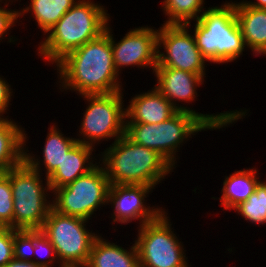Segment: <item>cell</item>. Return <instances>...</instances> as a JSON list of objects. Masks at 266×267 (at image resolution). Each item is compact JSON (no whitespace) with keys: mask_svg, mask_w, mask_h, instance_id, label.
<instances>
[{"mask_svg":"<svg viewBox=\"0 0 266 267\" xmlns=\"http://www.w3.org/2000/svg\"><path fill=\"white\" fill-rule=\"evenodd\" d=\"M110 185H146L155 187L175 169L157 151L134 143L125 134L101 152Z\"/></svg>","mask_w":266,"mask_h":267,"instance_id":"obj_3","label":"cell"},{"mask_svg":"<svg viewBox=\"0 0 266 267\" xmlns=\"http://www.w3.org/2000/svg\"><path fill=\"white\" fill-rule=\"evenodd\" d=\"M256 1V2H255ZM254 2L247 1V0H243L242 2L246 5V6H251L257 9H266V0H255Z\"/></svg>","mask_w":266,"mask_h":267,"instance_id":"obj_32","label":"cell"},{"mask_svg":"<svg viewBox=\"0 0 266 267\" xmlns=\"http://www.w3.org/2000/svg\"><path fill=\"white\" fill-rule=\"evenodd\" d=\"M13 258V228L2 227L0 229V267L6 265Z\"/></svg>","mask_w":266,"mask_h":267,"instance_id":"obj_29","label":"cell"},{"mask_svg":"<svg viewBox=\"0 0 266 267\" xmlns=\"http://www.w3.org/2000/svg\"><path fill=\"white\" fill-rule=\"evenodd\" d=\"M13 195L9 170L0 179V225L13 228Z\"/></svg>","mask_w":266,"mask_h":267,"instance_id":"obj_26","label":"cell"},{"mask_svg":"<svg viewBox=\"0 0 266 267\" xmlns=\"http://www.w3.org/2000/svg\"><path fill=\"white\" fill-rule=\"evenodd\" d=\"M94 151V147L77 142L64 156L61 164L47 177L51 191L74 182L92 170L98 164V161H94L97 160L93 156Z\"/></svg>","mask_w":266,"mask_h":267,"instance_id":"obj_17","label":"cell"},{"mask_svg":"<svg viewBox=\"0 0 266 267\" xmlns=\"http://www.w3.org/2000/svg\"><path fill=\"white\" fill-rule=\"evenodd\" d=\"M26 141H28V137L26 131H24V161L41 174H44L42 173V165H44L45 179L61 164L64 156L78 142L76 138L64 136L59 127L57 128V125H52L48 128L44 147L42 148V160L41 157L35 156L32 152L30 153L28 148L26 149Z\"/></svg>","mask_w":266,"mask_h":267,"instance_id":"obj_16","label":"cell"},{"mask_svg":"<svg viewBox=\"0 0 266 267\" xmlns=\"http://www.w3.org/2000/svg\"><path fill=\"white\" fill-rule=\"evenodd\" d=\"M259 174L258 170L252 167L225 176L221 190L222 195L218 198L221 201L219 204L223 207L222 210H232L239 203L246 201L261 181Z\"/></svg>","mask_w":266,"mask_h":267,"instance_id":"obj_20","label":"cell"},{"mask_svg":"<svg viewBox=\"0 0 266 267\" xmlns=\"http://www.w3.org/2000/svg\"><path fill=\"white\" fill-rule=\"evenodd\" d=\"M7 170L0 167V179L6 174Z\"/></svg>","mask_w":266,"mask_h":267,"instance_id":"obj_33","label":"cell"},{"mask_svg":"<svg viewBox=\"0 0 266 267\" xmlns=\"http://www.w3.org/2000/svg\"><path fill=\"white\" fill-rule=\"evenodd\" d=\"M34 255L33 262L42 267H63L58 260L55 248L41 230H34ZM39 253V254H38ZM44 255V256H43ZM43 256V257H42ZM37 257V258H36ZM46 257V258H45ZM43 258V259H42Z\"/></svg>","mask_w":266,"mask_h":267,"instance_id":"obj_25","label":"cell"},{"mask_svg":"<svg viewBox=\"0 0 266 267\" xmlns=\"http://www.w3.org/2000/svg\"><path fill=\"white\" fill-rule=\"evenodd\" d=\"M235 16L247 48L255 56L266 54V9L234 1Z\"/></svg>","mask_w":266,"mask_h":267,"instance_id":"obj_18","label":"cell"},{"mask_svg":"<svg viewBox=\"0 0 266 267\" xmlns=\"http://www.w3.org/2000/svg\"><path fill=\"white\" fill-rule=\"evenodd\" d=\"M210 128L197 116L177 111L171 118L159 124L126 123L125 135L134 143L157 151L174 168L177 152L191 135Z\"/></svg>","mask_w":266,"mask_h":267,"instance_id":"obj_6","label":"cell"},{"mask_svg":"<svg viewBox=\"0 0 266 267\" xmlns=\"http://www.w3.org/2000/svg\"><path fill=\"white\" fill-rule=\"evenodd\" d=\"M110 183L103 166L98 164L74 182L55 189L51 194L52 208L57 212L87 220L104 205H108Z\"/></svg>","mask_w":266,"mask_h":267,"instance_id":"obj_11","label":"cell"},{"mask_svg":"<svg viewBox=\"0 0 266 267\" xmlns=\"http://www.w3.org/2000/svg\"><path fill=\"white\" fill-rule=\"evenodd\" d=\"M34 230H17L13 228L14 259L33 262Z\"/></svg>","mask_w":266,"mask_h":267,"instance_id":"obj_27","label":"cell"},{"mask_svg":"<svg viewBox=\"0 0 266 267\" xmlns=\"http://www.w3.org/2000/svg\"><path fill=\"white\" fill-rule=\"evenodd\" d=\"M3 267H42V266H39L34 262H28V261H24V260H17V259L13 258L11 261H9Z\"/></svg>","mask_w":266,"mask_h":267,"instance_id":"obj_31","label":"cell"},{"mask_svg":"<svg viewBox=\"0 0 266 267\" xmlns=\"http://www.w3.org/2000/svg\"><path fill=\"white\" fill-rule=\"evenodd\" d=\"M10 1L11 0H0V6H1L0 7V42L2 41V39H4L3 37H7L6 35H8L9 30L10 29L12 30L13 26L16 25V22L18 23V18H20L19 10L17 9L11 10V8H7L9 7L8 3ZM13 1L14 0H12L11 3ZM2 3H4L3 5L4 7L1 5Z\"/></svg>","mask_w":266,"mask_h":267,"instance_id":"obj_28","label":"cell"},{"mask_svg":"<svg viewBox=\"0 0 266 267\" xmlns=\"http://www.w3.org/2000/svg\"><path fill=\"white\" fill-rule=\"evenodd\" d=\"M116 243L99 235L93 242L85 267H140L135 243L128 250Z\"/></svg>","mask_w":266,"mask_h":267,"instance_id":"obj_19","label":"cell"},{"mask_svg":"<svg viewBox=\"0 0 266 267\" xmlns=\"http://www.w3.org/2000/svg\"><path fill=\"white\" fill-rule=\"evenodd\" d=\"M164 210L155 220L137 227L136 245L140 267H191ZM184 247V248H183Z\"/></svg>","mask_w":266,"mask_h":267,"instance_id":"obj_9","label":"cell"},{"mask_svg":"<svg viewBox=\"0 0 266 267\" xmlns=\"http://www.w3.org/2000/svg\"><path fill=\"white\" fill-rule=\"evenodd\" d=\"M94 0H78L39 42L38 56L57 64L71 51L105 33L110 15Z\"/></svg>","mask_w":266,"mask_h":267,"instance_id":"obj_2","label":"cell"},{"mask_svg":"<svg viewBox=\"0 0 266 267\" xmlns=\"http://www.w3.org/2000/svg\"><path fill=\"white\" fill-rule=\"evenodd\" d=\"M232 210L238 212L247 222L258 226L266 225V181H260L254 193Z\"/></svg>","mask_w":266,"mask_h":267,"instance_id":"obj_24","label":"cell"},{"mask_svg":"<svg viewBox=\"0 0 266 267\" xmlns=\"http://www.w3.org/2000/svg\"><path fill=\"white\" fill-rule=\"evenodd\" d=\"M153 189L155 188L146 185H110L108 205L114 208L110 217L113 219L112 222L128 224L139 220L140 227L155 220L165 209L160 206H148L145 202Z\"/></svg>","mask_w":266,"mask_h":267,"instance_id":"obj_14","label":"cell"},{"mask_svg":"<svg viewBox=\"0 0 266 267\" xmlns=\"http://www.w3.org/2000/svg\"><path fill=\"white\" fill-rule=\"evenodd\" d=\"M41 176L43 175L39 171L30 167L25 161L9 170L14 229L40 230L43 227L52 208V200H49L52 191L48 179H44L46 182L43 183Z\"/></svg>","mask_w":266,"mask_h":267,"instance_id":"obj_5","label":"cell"},{"mask_svg":"<svg viewBox=\"0 0 266 267\" xmlns=\"http://www.w3.org/2000/svg\"><path fill=\"white\" fill-rule=\"evenodd\" d=\"M78 0H30L29 6L19 10V17L30 13L37 27L46 33L73 7Z\"/></svg>","mask_w":266,"mask_h":267,"instance_id":"obj_22","label":"cell"},{"mask_svg":"<svg viewBox=\"0 0 266 267\" xmlns=\"http://www.w3.org/2000/svg\"><path fill=\"white\" fill-rule=\"evenodd\" d=\"M205 0H164L161 9L167 16L163 24H182L196 21L204 13Z\"/></svg>","mask_w":266,"mask_h":267,"instance_id":"obj_23","label":"cell"},{"mask_svg":"<svg viewBox=\"0 0 266 267\" xmlns=\"http://www.w3.org/2000/svg\"><path fill=\"white\" fill-rule=\"evenodd\" d=\"M54 67L59 73L61 92L71 90L77 95H94L124 90L113 61L110 23L100 37L71 51Z\"/></svg>","mask_w":266,"mask_h":267,"instance_id":"obj_1","label":"cell"},{"mask_svg":"<svg viewBox=\"0 0 266 267\" xmlns=\"http://www.w3.org/2000/svg\"><path fill=\"white\" fill-rule=\"evenodd\" d=\"M12 90L7 80H5V78L3 79L0 75V118L5 117L3 114H6L7 110L9 111L8 108L10 107L9 105H11V96H13Z\"/></svg>","mask_w":266,"mask_h":267,"instance_id":"obj_30","label":"cell"},{"mask_svg":"<svg viewBox=\"0 0 266 267\" xmlns=\"http://www.w3.org/2000/svg\"><path fill=\"white\" fill-rule=\"evenodd\" d=\"M88 222L87 219L50 209L40 230L55 248L58 261L63 267L87 265L93 242L99 236V233L95 234L86 227Z\"/></svg>","mask_w":266,"mask_h":267,"instance_id":"obj_8","label":"cell"},{"mask_svg":"<svg viewBox=\"0 0 266 267\" xmlns=\"http://www.w3.org/2000/svg\"><path fill=\"white\" fill-rule=\"evenodd\" d=\"M225 2L205 8L191 30L196 46L209 63L233 62L247 48L235 16L234 2Z\"/></svg>","mask_w":266,"mask_h":267,"instance_id":"obj_4","label":"cell"},{"mask_svg":"<svg viewBox=\"0 0 266 267\" xmlns=\"http://www.w3.org/2000/svg\"><path fill=\"white\" fill-rule=\"evenodd\" d=\"M110 27V41L113 50V61L116 71L120 74L124 67L152 68L157 65V35L158 30L153 27L141 26L133 28L120 38L114 39Z\"/></svg>","mask_w":266,"mask_h":267,"instance_id":"obj_13","label":"cell"},{"mask_svg":"<svg viewBox=\"0 0 266 267\" xmlns=\"http://www.w3.org/2000/svg\"><path fill=\"white\" fill-rule=\"evenodd\" d=\"M190 28V29H189ZM191 22L185 25L162 24L157 35L156 67L175 68L197 75H206L207 59L196 46ZM164 49L163 52L160 49ZM206 63V64H205Z\"/></svg>","mask_w":266,"mask_h":267,"instance_id":"obj_12","label":"cell"},{"mask_svg":"<svg viewBox=\"0 0 266 267\" xmlns=\"http://www.w3.org/2000/svg\"><path fill=\"white\" fill-rule=\"evenodd\" d=\"M154 75L157 82L154 87L167 98L177 111L189 112L197 115L210 130H217L235 124L239 119L245 118L248 110H233L224 111L218 114H203L196 112L187 104L194 102L199 96L197 88L203 85L205 75H197L187 71L168 68V67H155ZM184 102V103H181ZM181 103L182 105L178 104ZM186 105V107H185ZM243 117V118H242Z\"/></svg>","mask_w":266,"mask_h":267,"instance_id":"obj_7","label":"cell"},{"mask_svg":"<svg viewBox=\"0 0 266 267\" xmlns=\"http://www.w3.org/2000/svg\"><path fill=\"white\" fill-rule=\"evenodd\" d=\"M126 105V123L159 124L171 118L177 110L155 87L135 94Z\"/></svg>","mask_w":266,"mask_h":267,"instance_id":"obj_15","label":"cell"},{"mask_svg":"<svg viewBox=\"0 0 266 267\" xmlns=\"http://www.w3.org/2000/svg\"><path fill=\"white\" fill-rule=\"evenodd\" d=\"M0 118V167L10 170L24 161V129L13 119Z\"/></svg>","mask_w":266,"mask_h":267,"instance_id":"obj_21","label":"cell"},{"mask_svg":"<svg viewBox=\"0 0 266 267\" xmlns=\"http://www.w3.org/2000/svg\"><path fill=\"white\" fill-rule=\"evenodd\" d=\"M81 97L86 100L85 103L88 102V106L80 123L79 138H76L78 142L95 148L100 141L114 138L115 142L125 134L126 114L122 91Z\"/></svg>","mask_w":266,"mask_h":267,"instance_id":"obj_10","label":"cell"}]
</instances>
